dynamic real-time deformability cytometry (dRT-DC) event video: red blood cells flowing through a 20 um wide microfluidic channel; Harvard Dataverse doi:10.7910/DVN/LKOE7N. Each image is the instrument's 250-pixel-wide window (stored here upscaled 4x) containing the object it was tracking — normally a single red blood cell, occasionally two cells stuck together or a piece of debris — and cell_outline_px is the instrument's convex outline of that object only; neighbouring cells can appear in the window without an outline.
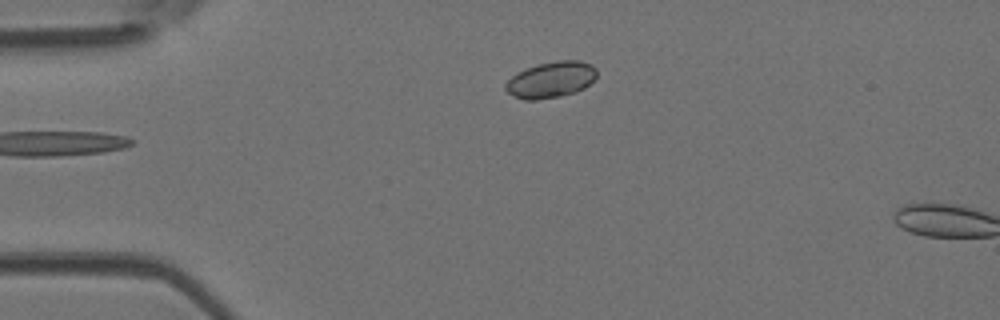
{"species": "Egyptian fruit bat (a non-hibernating species)", "species_latin": "Rousettus aegyptiacus", "temperature_condition": "room temperature", "stored_images_in_passage": 3, "camera_frame_rate_fps": 3000, "um_per_image_px": 0.085, "animal": {"sex": "female"}, "frame": {"image": 1, "passage_image": 3, "time_ms": 0.667, "image_size_px": [1000, 320], "cell_outline_px": [[596, 76], [584, 88], [576, 92], [560, 96], [536, 100], [524, 100], [508, 92], [504, 88], [504, 84], [516, 72], [536, 64], [556, 60], [580, 60], [592, 64], [596, 68]], "centroid_in_image_um": [46.82, 6.76], "position_along_channel_um": 38.2, "area_um2": 19.31}}